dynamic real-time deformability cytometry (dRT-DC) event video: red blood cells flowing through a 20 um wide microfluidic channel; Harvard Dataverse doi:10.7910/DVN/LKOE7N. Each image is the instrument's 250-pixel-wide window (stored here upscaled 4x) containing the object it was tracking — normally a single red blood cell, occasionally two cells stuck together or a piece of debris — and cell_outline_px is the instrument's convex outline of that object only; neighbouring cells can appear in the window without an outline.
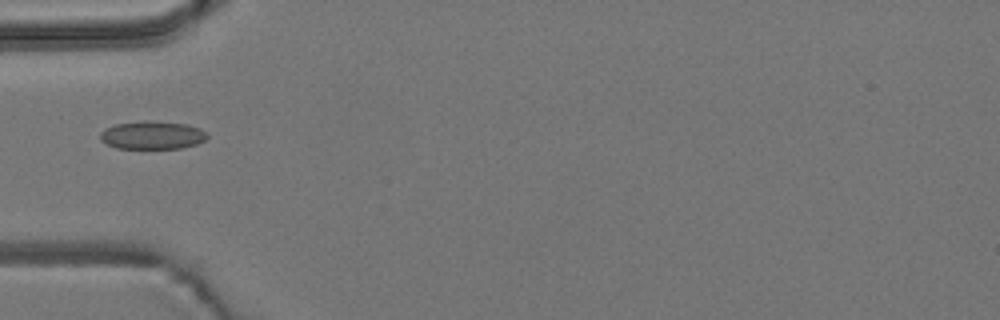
{"species": "common noctule bat (a hibernating species)", "species_latin": "Nyctalus noctula", "temperature_condition": "room temperature", "stored_images_in_passage": 3, "camera_frame_rate_fps": 3000, "um_per_image_px": 0.085, "animal": {"sex": "male", "body_mass_g": 19.2, "forearm_length_mm": 51.8}, "frame": {"image": 1, "passage_image": 3, "time_ms": 2.333, "image_size_px": [1000, 320], "cell_outline_px": [[208, 136], [204, 140], [196, 144], [180, 148], [116, 148], [104, 144], [100, 140], [100, 132], [104, 128], [116, 124], [148, 120], [188, 124], [200, 128], [208, 132]], "centroid_in_image_um": [12.93, 11.48], "position_along_channel_um": 72.1, "area_um2": 17.69}}